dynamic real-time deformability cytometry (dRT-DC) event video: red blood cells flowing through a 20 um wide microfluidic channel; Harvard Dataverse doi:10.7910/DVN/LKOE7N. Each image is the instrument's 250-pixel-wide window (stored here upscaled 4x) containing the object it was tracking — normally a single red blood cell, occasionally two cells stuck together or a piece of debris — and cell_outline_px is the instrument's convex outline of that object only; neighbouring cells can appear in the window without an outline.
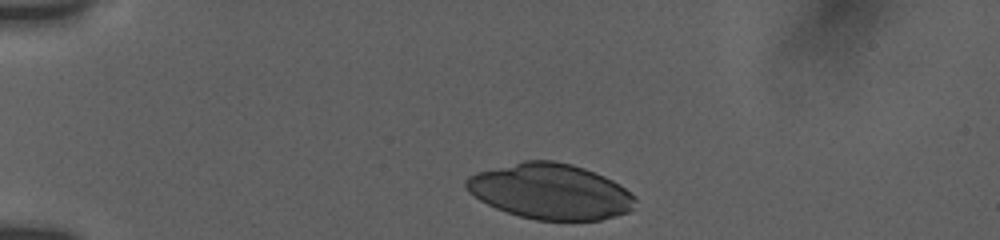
{"species": "human", "species_latin": "Homo sapiens", "temperature_condition": "room temperature", "stored_images_in_passage": 36, "camera_frame_rate_fps": 3000, "um_per_image_px": 0.085, "donor": {"sex": "female"}, "frame": {"image": 1, "passage_image": 1, "time_ms": 0.0, "image_size_px": [1000, 240], "cell_outline_px": [[636, 200], [632, 208], [628, 212], [616, 216], [600, 220], [536, 220], [520, 216], [496, 208], [480, 200], [468, 192], [464, 184], [464, 180], [468, 176], [476, 172], [524, 160], [552, 160], [572, 164], [584, 168], [604, 176], [620, 184], [636, 196]], "centroid_in_image_um": [46.78, 16.26], "position_along_channel_um": 38.2, "area_um2": 54.85}}
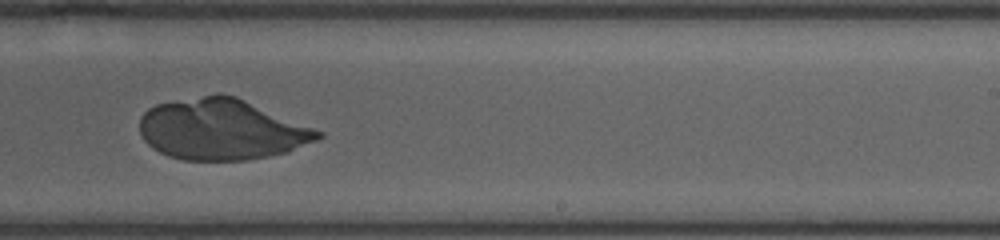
{"frame": {"image": 2, "passage_image": 24, "time_ms": 7.667, "image_size_px": [1000, 240], "cell_outline_px": [[324, 136], [316, 140], [288, 152], [248, 160], [184, 160], [168, 156], [152, 148], [144, 140], [140, 132], [140, 116], [148, 108], [156, 104], [216, 92], [220, 92], [236, 96], [324, 132]], "centroid_in_image_um": [18.82, 10.99], "position_along_channel_um": 270.2, "area_um2": 63.58}}
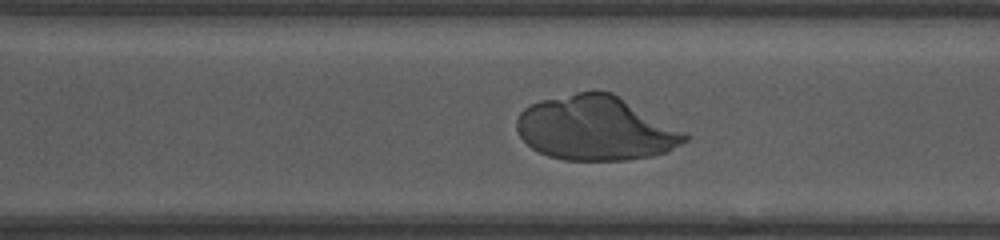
{"frame": {"image": 3, "passage_image": 28, "time_ms": 9.0, "image_size_px": [1000, 240], "cell_outline_px": [[688, 140], [668, 152], [652, 156], [628, 160], [564, 160], [548, 156], [532, 148], [520, 136], [516, 128], [516, 120], [520, 112], [524, 108], [540, 100], [576, 92], [596, 88], [612, 92], [684, 132], [688, 136]], "centroid_in_image_um": [50.61, 10.89], "position_along_channel_um": 320.0, "area_um2": 63.18}}